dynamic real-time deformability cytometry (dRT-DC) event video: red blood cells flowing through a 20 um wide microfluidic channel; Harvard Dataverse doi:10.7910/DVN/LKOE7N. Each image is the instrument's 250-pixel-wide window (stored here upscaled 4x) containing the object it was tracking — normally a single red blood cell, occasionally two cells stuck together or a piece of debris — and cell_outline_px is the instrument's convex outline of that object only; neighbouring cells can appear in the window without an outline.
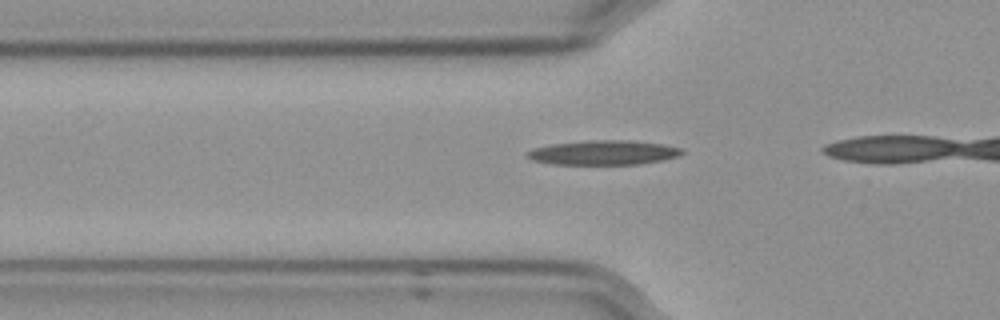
{"species": "Egyptian fruit bat (a non-hibernating species)", "species_latin": "Rousettus aegyptiacus", "temperature_condition": "cold", "stored_images_in_passage": 9, "camera_frame_rate_fps": 3000, "um_per_image_px": 0.085, "frame": {"image": 1, "passage_image": 4, "time_ms": 1.0, "image_size_px": [1000, 320], "cell_outline_px": [[684, 152], [676, 156], [660, 160], [640, 164], [552, 164], [532, 160], [528, 156], [528, 152], [532, 148], [552, 144], [592, 140], [624, 140], [664, 144], [680, 148]], "centroid_in_image_um": [51.28, 12.97], "position_along_channel_um": 74.5, "area_um2": 21.73}}